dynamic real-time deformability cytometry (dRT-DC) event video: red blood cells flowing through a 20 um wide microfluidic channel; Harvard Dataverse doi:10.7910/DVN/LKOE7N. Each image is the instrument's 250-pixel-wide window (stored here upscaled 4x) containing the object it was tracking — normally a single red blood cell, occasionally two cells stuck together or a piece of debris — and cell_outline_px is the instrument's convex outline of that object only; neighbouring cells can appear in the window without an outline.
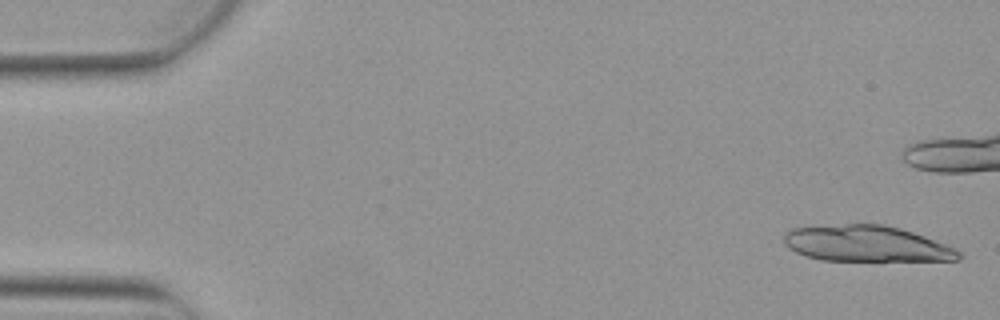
{"species": "Egyptian fruit bat (a non-hibernating species)", "species_latin": "Rousettus aegyptiacus", "temperature_condition": "warm", "stored_images_in_passage": 6, "camera_frame_rate_fps": 3000, "um_per_image_px": 0.085, "animal": {"sex": "female"}, "frame": {"image": 1, "passage_image": 1, "time_ms": 0.0, "image_size_px": [1000, 320], "cell_outline_px": [[964, 256], [960, 260], [820, 260], [804, 256], [788, 248], [784, 244], [784, 236], [792, 228], [844, 224], [884, 224], [900, 228], [924, 236], [956, 248]], "centroid_in_image_um": [73.65, 20.71], "position_along_channel_um": 11.3, "area_um2": 36.59}}